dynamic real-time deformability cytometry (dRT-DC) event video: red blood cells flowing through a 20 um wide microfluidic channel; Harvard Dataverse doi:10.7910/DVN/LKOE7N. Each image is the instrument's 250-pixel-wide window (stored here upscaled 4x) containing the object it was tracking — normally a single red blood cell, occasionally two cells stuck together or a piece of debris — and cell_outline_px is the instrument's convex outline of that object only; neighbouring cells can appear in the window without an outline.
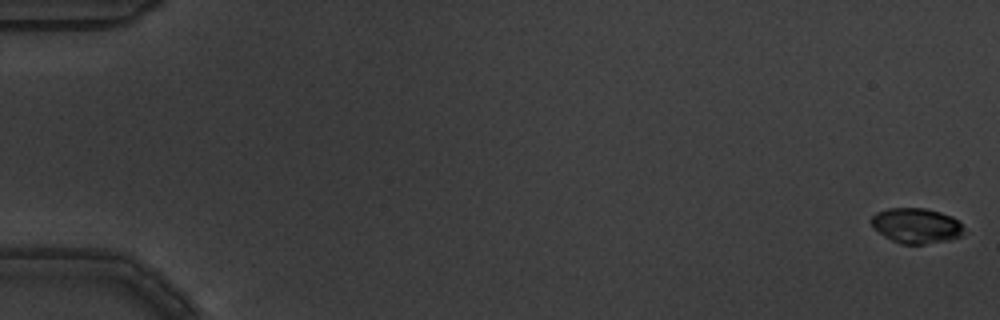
{"species": "common noctule bat (a hibernating species)", "species_latin": "Nyctalus noctula", "temperature_condition": "warm", "stored_images_in_passage": 9, "camera_frame_rate_fps": 3000, "um_per_image_px": 0.085, "animal": {"sex": "male", "body_mass_g": 19.5, "forearm_length_mm": 54.6}, "frame": {"image": 1, "passage_image": 1, "time_ms": 0.0, "image_size_px": [1000, 320], "cell_outline_px": [[968, 232], [960, 236], [948, 240], [924, 244], [900, 244], [884, 236], [872, 228], [868, 220], [876, 212], [888, 208], [924, 208], [940, 212], [952, 216], [960, 220]], "centroid_in_image_um": [77.89, 19.18], "position_along_channel_um": 7.1, "area_um2": 19.48}}
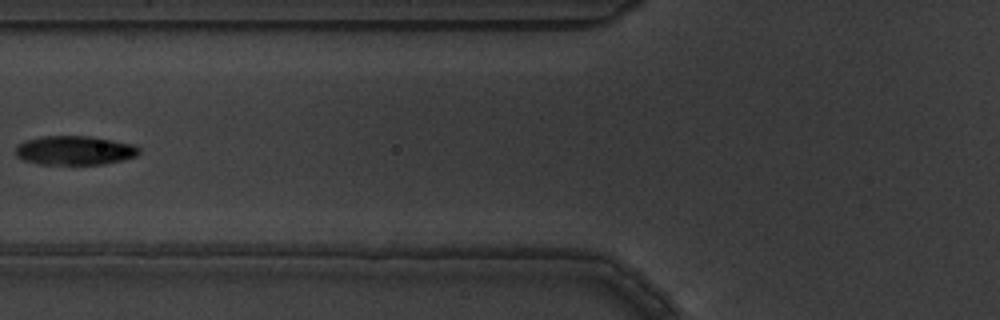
{"frame": {"image": 2, "passage_image": 8, "time_ms": 2.333, "image_size_px": [1000, 320], "cell_outline_px": [[140, 152], [136, 156], [124, 160], [104, 164], [40, 164], [24, 160], [16, 156], [16, 148], [20, 144], [28, 140], [40, 136], [88, 136], [136, 144], [140, 148]], "centroid_in_image_um": [6.4, 12.78], "position_along_channel_um": 119.4, "area_um2": 20.92}}